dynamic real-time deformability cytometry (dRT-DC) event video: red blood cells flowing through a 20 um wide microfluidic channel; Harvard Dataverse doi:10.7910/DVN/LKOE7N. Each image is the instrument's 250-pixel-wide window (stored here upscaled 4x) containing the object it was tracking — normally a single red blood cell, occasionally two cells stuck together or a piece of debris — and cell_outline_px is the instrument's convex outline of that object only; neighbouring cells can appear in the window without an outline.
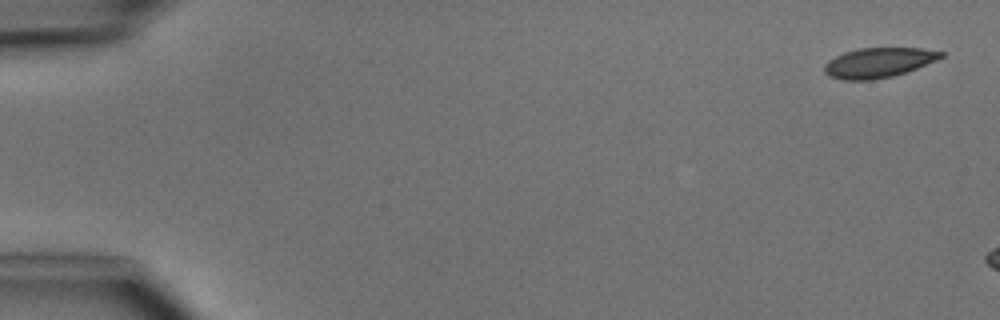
{"species": "common noctule bat (a hibernating species)", "species_latin": "Nyctalus noctula", "temperature_condition": "cold", "stored_images_in_passage": 3, "camera_frame_rate_fps": 3000, "um_per_image_px": 0.085, "animal": {"sex": "male", "body_mass_g": 15.6}, "frame": {"image": 1, "passage_image": 1, "time_ms": 0.0, "image_size_px": [1000, 320], "cell_outline_px": [[944, 56], [936, 60], [916, 68], [892, 76], [872, 80], [844, 80], [828, 76], [824, 72], [824, 64], [828, 60], [844, 52], [860, 48], [920, 48], [944, 52]], "centroid_in_image_um": [74.63, 5.32], "position_along_channel_um": 10.4, "area_um2": 20.17}}